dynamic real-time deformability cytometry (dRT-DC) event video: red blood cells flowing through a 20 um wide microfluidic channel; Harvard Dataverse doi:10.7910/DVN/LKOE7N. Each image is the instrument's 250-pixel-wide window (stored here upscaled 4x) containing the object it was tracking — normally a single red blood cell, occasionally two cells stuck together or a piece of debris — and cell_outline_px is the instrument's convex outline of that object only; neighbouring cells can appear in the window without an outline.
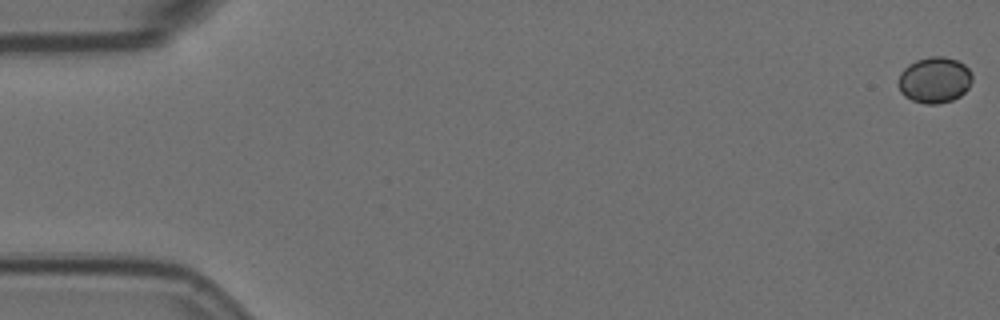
{"species": "Egyptian fruit bat (a non-hibernating species)", "species_latin": "Rousettus aegyptiacus", "temperature_condition": "room temperature", "stored_images_in_passage": 6, "camera_frame_rate_fps": 3000, "um_per_image_px": 0.085, "animal": {"sex": "female"}, "frame": {"image": 1, "passage_image": 1, "time_ms": 0.0, "image_size_px": [1000, 320], "cell_outline_px": [[972, 80], [968, 88], [960, 96], [952, 100], [936, 104], [924, 104], [912, 100], [904, 96], [900, 92], [900, 72], [908, 64], [916, 60], [932, 56], [944, 56], [956, 60], [964, 64], [972, 72]], "centroid_in_image_um": [79.45, 6.8], "position_along_channel_um": 5.5, "area_um2": 19.83}}
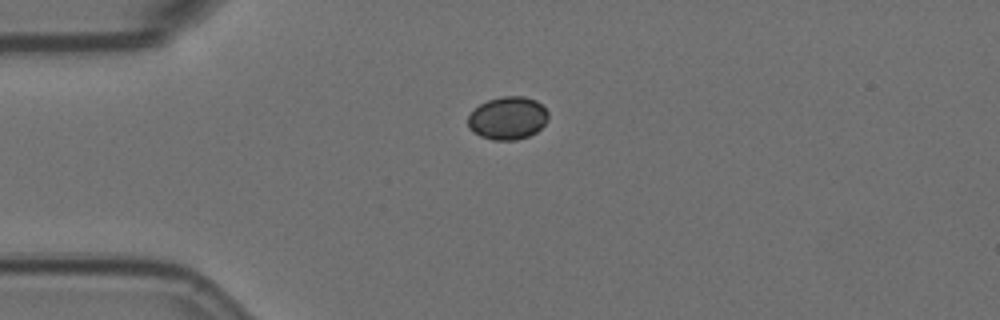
{"frame": {"image": 2, "passage_image": 5, "time_ms": 1.333, "image_size_px": [1000, 320], "cell_outline_px": [[548, 120], [536, 132], [528, 136], [516, 140], [492, 140], [480, 136], [472, 132], [468, 128], [468, 116], [480, 104], [488, 100], [504, 96], [524, 96], [536, 100], [548, 112]], "centroid_in_image_um": [43.15, 10.05], "position_along_channel_um": 41.9, "area_um2": 20.06}}
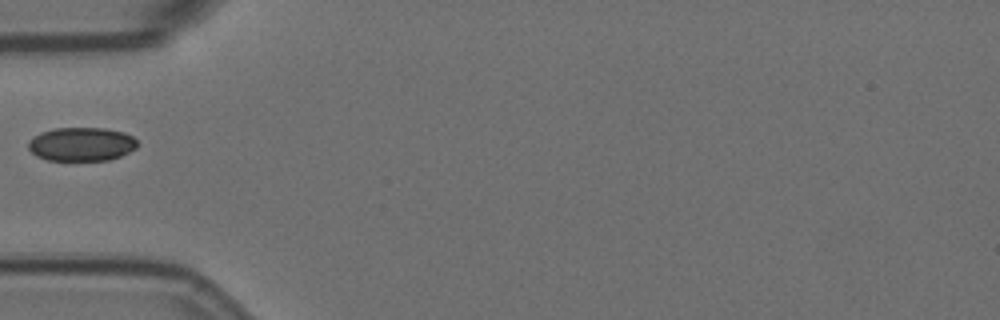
{"frame": {"image": 3, "passage_image": 6, "time_ms": 1.667, "image_size_px": [1000, 320], "cell_outline_px": [[136, 148], [120, 156], [108, 160], [48, 160], [36, 156], [28, 148], [28, 140], [32, 136], [40, 132], [56, 128], [104, 128], [124, 132], [132, 136], [136, 140]], "centroid_in_image_um": [6.89, 12.25], "position_along_channel_um": 78.1, "area_um2": 21.44}}